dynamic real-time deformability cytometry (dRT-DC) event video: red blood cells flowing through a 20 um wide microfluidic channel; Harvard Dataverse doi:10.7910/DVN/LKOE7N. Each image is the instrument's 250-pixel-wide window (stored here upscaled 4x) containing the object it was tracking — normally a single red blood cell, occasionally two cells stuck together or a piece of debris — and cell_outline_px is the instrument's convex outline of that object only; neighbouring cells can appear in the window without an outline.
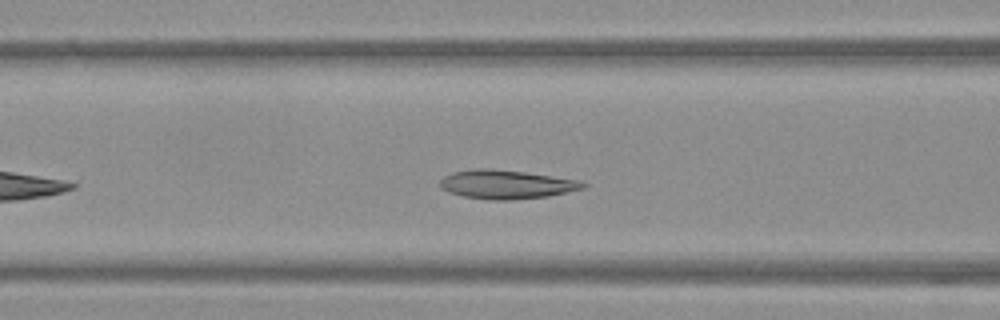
{"species": "Egyptian fruit bat (a non-hibernating species)", "species_latin": "Rousettus aegyptiacus", "temperature_condition": "warm", "stored_images_in_passage": 33, "camera_frame_rate_fps": 3000, "um_per_image_px": 0.085, "frame": {"image": 1, "passage_image": 10, "time_ms": 3.0, "image_size_px": [1000, 320], "cell_outline_px": [[588, 184], [584, 188], [548, 196], [512, 200], [488, 200], [464, 196], [448, 192], [440, 188], [440, 180], [444, 176], [452, 172], [476, 168], [492, 168], [524, 172], [580, 180]], "centroid_in_image_um": [43.02, 15.67], "position_along_channel_um": 123.6, "area_um2": 24.1}}
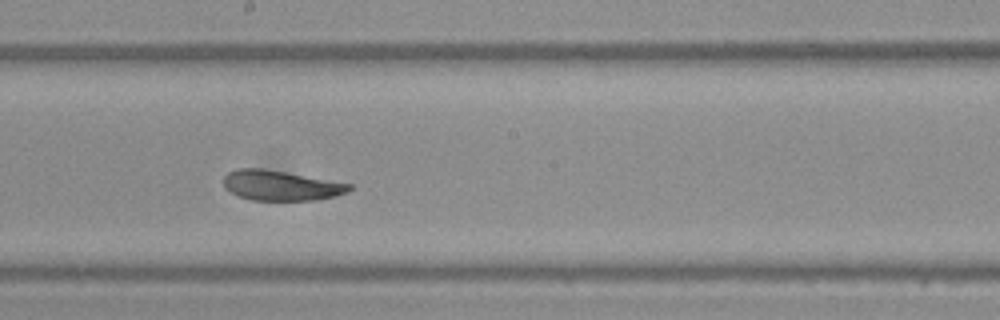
{"frame": {"image": 2, "passage_image": 18, "time_ms": 5.667, "image_size_px": [1000, 320], "cell_outline_px": [[352, 188], [348, 192], [336, 196], [316, 200], [252, 200], [236, 196], [224, 188], [224, 176], [228, 172], [240, 168], [260, 168], [284, 172], [352, 184]], "centroid_in_image_um": [23.85, 15.78], "position_along_channel_um": 224.3, "area_um2": 21.96}}
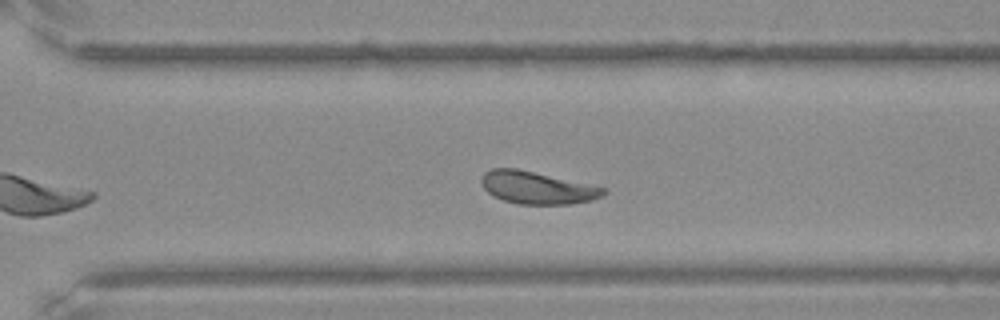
{"frame": {"image": 3, "passage_image": 26, "time_ms": 8.333, "image_size_px": [1000, 320], "cell_outline_px": [[608, 192], [592, 200], [572, 204], [516, 204], [492, 196], [480, 184], [480, 180], [484, 172], [492, 168], [516, 168], [608, 188]], "centroid_in_image_um": [45.64, 15.95], "position_along_channel_um": 325.0, "area_um2": 23.18}, "authors_computed_cell_mechanics": {"area_um2": 23.3512, "velocity_mm_per_s": 3.7835, "shape_relaxation_time_tau1_ms": 3.655, "shape_relaxation_time_tau2_ms": 1.7277, "deformation_change_tau1": 0.1133, "deformation_change_tau2": 0.0846}}